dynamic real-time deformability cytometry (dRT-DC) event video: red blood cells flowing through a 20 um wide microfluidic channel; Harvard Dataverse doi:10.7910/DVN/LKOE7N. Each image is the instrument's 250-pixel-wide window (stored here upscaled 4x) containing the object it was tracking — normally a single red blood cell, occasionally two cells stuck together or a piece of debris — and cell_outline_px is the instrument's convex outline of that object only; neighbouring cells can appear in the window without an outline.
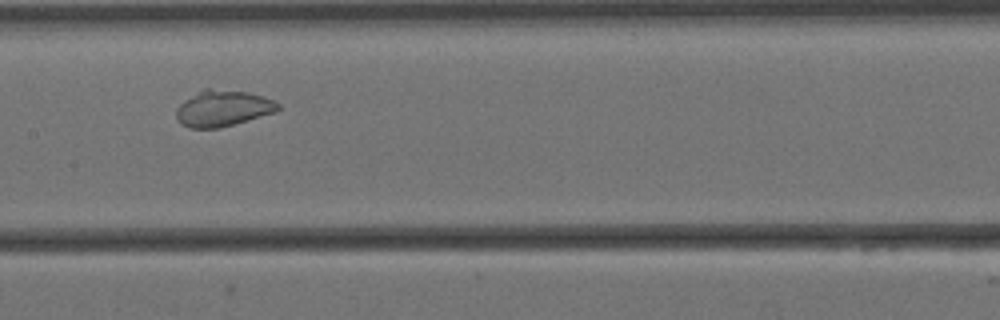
{"species": "Egyptian fruit bat (a non-hibernating species)", "species_latin": "Rousettus aegyptiacus", "temperature_condition": "cold", "stored_images_in_passage": 7, "camera_frame_rate_fps": 3000, "um_per_image_px": 0.085, "animal": {"sex": "female"}, "frame": {"image": 1, "passage_image": 6, "time_ms": 1.667, "image_size_px": [1000, 320], "cell_outline_px": [[280, 108], [276, 112], [220, 128], [192, 128], [180, 124], [176, 120], [176, 108], [184, 100], [204, 88], [208, 88], [248, 92], [264, 96], [280, 104]], "centroid_in_image_um": [18.93, 9.21], "position_along_channel_um": 188.5, "area_um2": 21.5}}
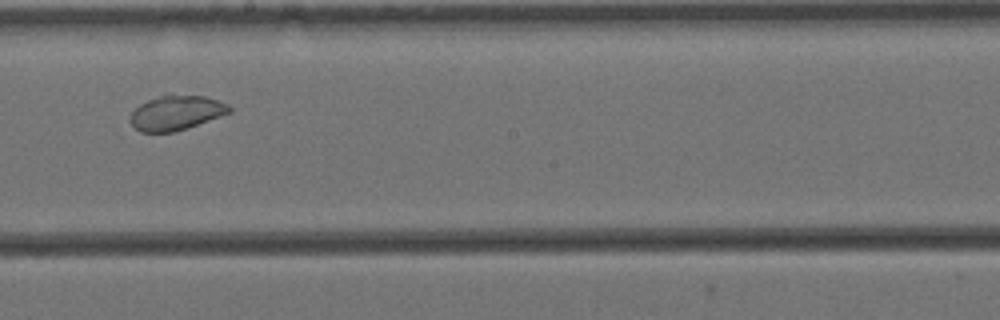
{"frame": {"image": 2, "passage_image": 7, "time_ms": 2.0, "image_size_px": [1000, 320], "cell_outline_px": [[232, 112], [188, 128], [172, 132], [140, 132], [132, 124], [132, 112], [140, 104], [148, 100], [168, 92], [172, 92], [204, 96], [228, 104], [232, 108]], "centroid_in_image_um": [15.02, 9.55], "position_along_channel_um": 233.2, "area_um2": 20.29}}